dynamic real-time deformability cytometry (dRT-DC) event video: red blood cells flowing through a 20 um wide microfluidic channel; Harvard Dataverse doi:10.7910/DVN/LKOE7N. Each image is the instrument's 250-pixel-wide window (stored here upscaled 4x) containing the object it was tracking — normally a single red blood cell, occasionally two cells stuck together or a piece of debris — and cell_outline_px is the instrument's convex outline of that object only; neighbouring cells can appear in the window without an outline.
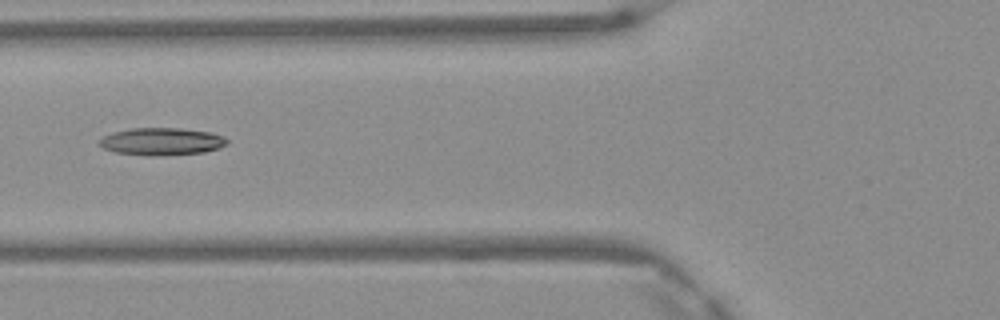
{"species": "Egyptian fruit bat (a non-hibernating species)", "species_latin": "Rousettus aegyptiacus", "temperature_condition": "warm", "stored_images_in_passage": 5, "camera_frame_rate_fps": 3000, "um_per_image_px": 0.085, "frame": {"image": 1, "passage_image": 5, "time_ms": 1.333, "image_size_px": [1000, 320], "cell_outline_px": [[228, 144], [220, 148], [204, 152], [152, 156], [148, 156], [116, 152], [104, 148], [100, 144], [100, 140], [104, 136], [116, 132], [132, 128], [180, 128], [212, 132], [224, 136], [228, 140]], "centroid_in_image_um": [13.82, 12.02], "position_along_channel_um": 112.0, "area_um2": 20.29}}